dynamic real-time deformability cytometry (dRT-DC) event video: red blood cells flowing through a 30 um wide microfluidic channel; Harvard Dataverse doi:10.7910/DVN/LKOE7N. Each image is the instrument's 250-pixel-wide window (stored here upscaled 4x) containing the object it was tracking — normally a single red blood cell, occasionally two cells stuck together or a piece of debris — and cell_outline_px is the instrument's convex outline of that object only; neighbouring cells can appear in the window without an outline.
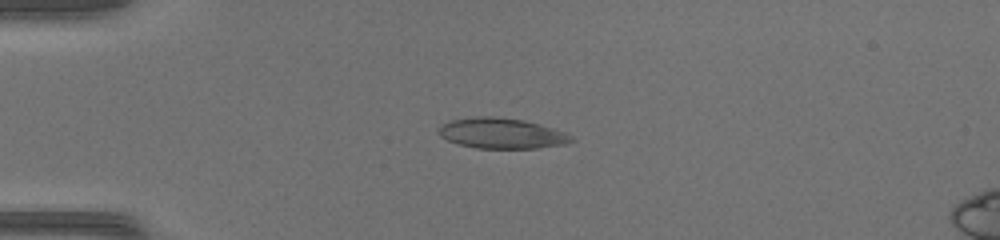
{"species": "common noctule bat (a hibernating species)", "species_latin": "Nyctalus noctula", "temperature_condition": "warm", "stored_images_in_passage": 50, "camera_frame_rate_fps": 3000, "um_per_image_px": 0.085, "animal": {"sex": "female", "body_mass_g": 17.0, "forearm_length_mm": 48.0}, "frame": {"image": 1, "passage_image": 14, "time_ms": 4.333, "image_size_px": [1000, 240], "cell_outline_px": [[576, 140], [564, 144], [536, 148], [476, 148], [460, 144], [448, 140], [440, 136], [436, 132], [448, 120], [472, 116], [496, 116], [524, 120], [552, 128], [564, 132], [572, 136]], "centroid_in_image_um": [42.62, 11.32], "position_along_channel_um": 42.4, "area_um2": 23.58}}
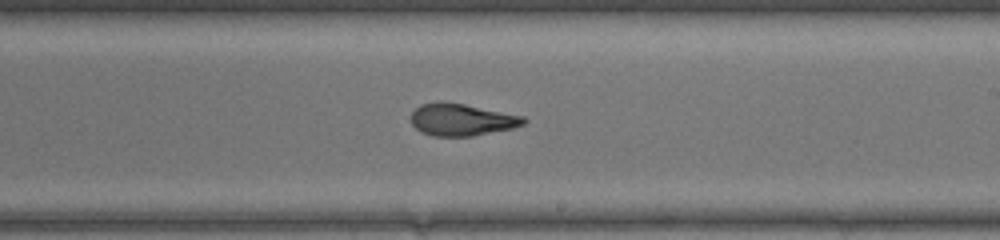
{"frame": {"image": 2, "passage_image": 31, "time_ms": 10.0, "image_size_px": [1000, 240], "cell_outline_px": [[528, 120], [524, 124], [512, 128], [472, 136], [432, 136], [420, 132], [412, 124], [412, 112], [420, 104], [440, 100], [444, 100], [524, 116]], "centroid_in_image_um": [39.22, 10.16], "position_along_channel_um": 249.8, "area_um2": 21.21}}
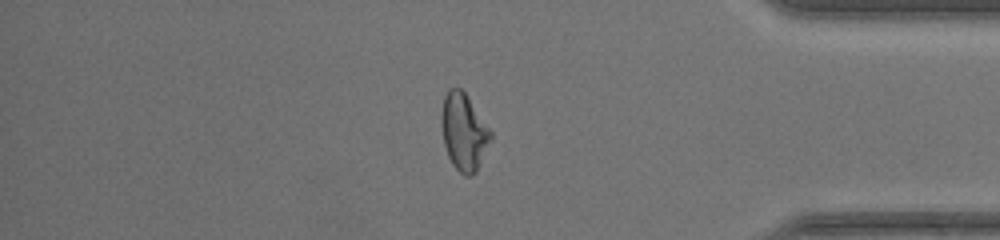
{"frame": {"image": 3, "passage_image": 43, "time_ms": 14.0, "image_size_px": [1000, 240], "cell_outline_px": [[492, 140], [476, 172], [472, 176], [464, 176], [452, 164], [448, 156], [444, 144], [440, 124], [440, 116], [444, 96], [448, 88], [460, 88], [464, 92], [492, 132]], "centroid_in_image_um": [39.41, 11.23], "position_along_channel_um": 395.8, "area_um2": 22.2}, "authors_computed_cell_mechanics": {"area_um2": 22.4842, "velocity_mm_per_s": 4.2608, "shape_relaxation_time_tau1_ms": null, "shape_relaxation_time_tau2_ms": 2.1334, "deformation_change_tau1": null, "deformation_change_tau2": 0.1039}}